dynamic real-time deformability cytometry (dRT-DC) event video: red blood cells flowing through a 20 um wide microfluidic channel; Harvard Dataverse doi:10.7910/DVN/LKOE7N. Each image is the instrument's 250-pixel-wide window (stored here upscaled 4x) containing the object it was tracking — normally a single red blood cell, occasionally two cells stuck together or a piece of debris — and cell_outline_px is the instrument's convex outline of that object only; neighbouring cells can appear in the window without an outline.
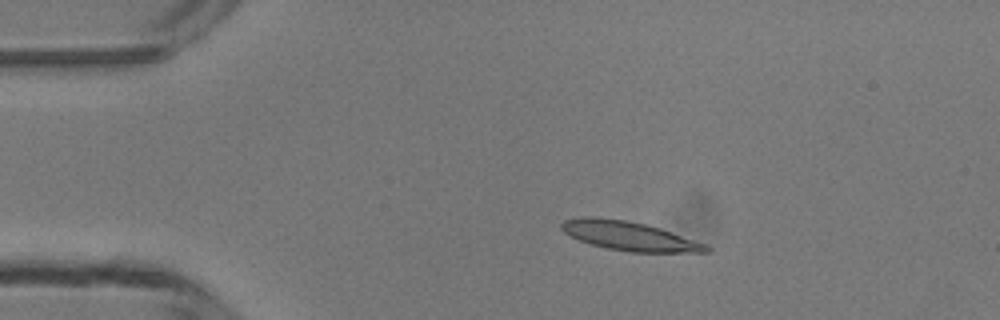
{"species": "common noctule bat (a hibernating species)", "species_latin": "Nyctalus noctula", "temperature_condition": "room temperature", "stored_images_in_passage": 2, "camera_frame_rate_fps": 3000, "um_per_image_px": 0.085, "animal": {"sex": "male", "body_mass_g": 13.3}, "frame": {"image": 1, "passage_image": 1, "time_ms": 0.0, "image_size_px": [1000, 320], "cell_outline_px": [[712, 252], [632, 252], [608, 248], [592, 244], [580, 240], [564, 232], [560, 228], [560, 224], [564, 220], [580, 216], [596, 216], [624, 220], [644, 224], [660, 228], [708, 244], [712, 248]], "centroid_in_image_um": [53.51, 20.05], "position_along_channel_um": 31.5, "area_um2": 24.51}}